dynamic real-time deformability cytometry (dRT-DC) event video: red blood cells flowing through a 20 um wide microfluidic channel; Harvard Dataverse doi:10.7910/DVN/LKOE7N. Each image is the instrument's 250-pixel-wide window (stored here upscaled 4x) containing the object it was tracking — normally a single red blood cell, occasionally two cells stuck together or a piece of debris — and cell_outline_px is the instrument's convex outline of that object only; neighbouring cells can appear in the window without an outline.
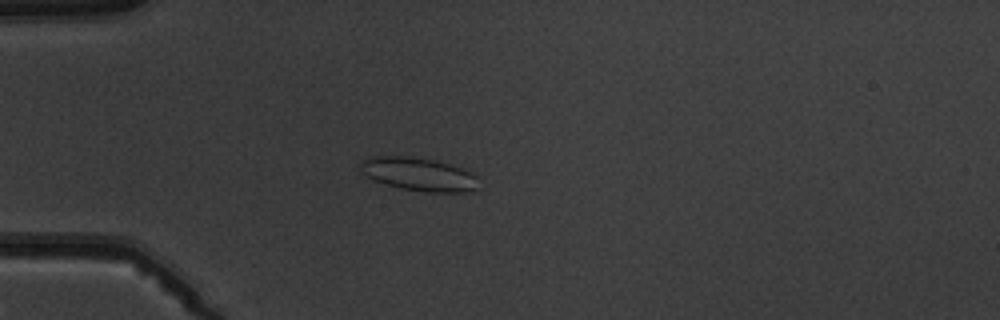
{"species": "common noctule bat (a hibernating species)", "species_latin": "Nyctalus noctula", "temperature_condition": "warm", "stored_images_in_passage": 4, "camera_frame_rate_fps": 3000, "um_per_image_px": 0.085, "animal": {"sex": "male", "body_mass_g": 19.5, "forearm_length_mm": 54.6}, "frame": {"image": 1, "passage_image": 4, "time_ms": 3.333, "image_size_px": [1000, 320], "cell_outline_px": [[476, 192], [424, 192], [400, 188], [372, 180], [360, 172], [360, 164], [364, 160], [372, 156], [408, 156], [432, 160], [448, 164], [472, 172], [476, 176]], "centroid_in_image_um": [35.57, 14.82], "position_along_channel_um": 49.4, "area_um2": 22.89}}